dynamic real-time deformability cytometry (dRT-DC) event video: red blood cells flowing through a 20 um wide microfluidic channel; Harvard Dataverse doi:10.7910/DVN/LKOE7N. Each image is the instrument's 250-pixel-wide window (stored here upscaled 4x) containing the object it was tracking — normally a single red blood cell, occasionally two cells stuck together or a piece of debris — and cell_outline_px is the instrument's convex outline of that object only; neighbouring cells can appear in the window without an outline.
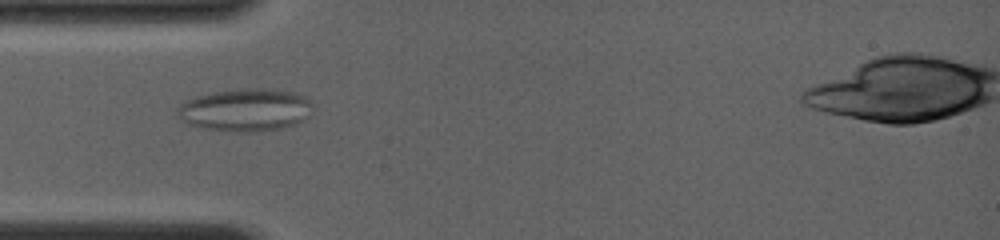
{"species": "common noctule bat (a hibernating species)", "species_latin": "Nyctalus noctula", "temperature_condition": "room temperature", "stored_images_in_passage": 20, "camera_frame_rate_fps": 4000, "um_per_image_px": 0.085, "animal": {"sex": "female", "body_mass_g": 19.0, "forearm_length_mm": 56.7}, "frame": {"image": 1, "passage_image": 2, "time_ms": 1.0, "image_size_px": [1000, 240], "cell_outline_px": [[312, 104], [308, 116], [304, 120], [296, 124], [276, 128], [248, 132], [240, 132], [204, 128], [192, 124], [184, 120], [180, 116], [176, 108], [184, 100], [196, 96], [216, 92], [244, 88], [268, 88], [296, 92], [304, 96]], "centroid_in_image_um": [20.88, 9.32], "position_along_channel_um": 64.1, "area_um2": 33.23}}
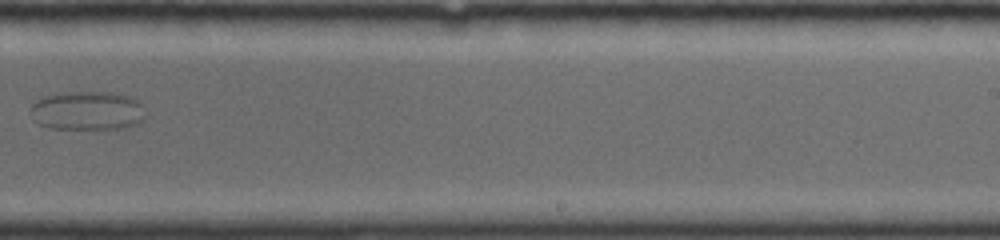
{"frame": {"image": 2, "passage_image": 9, "time_ms": 6.75, "image_size_px": [1000, 240], "cell_outline_px": [[148, 116], [140, 124], [124, 128], [48, 128], [36, 124], [32, 120], [28, 112], [28, 108], [36, 100], [48, 96], [64, 92], [108, 92], [128, 96], [136, 100], [140, 104]], "centroid_in_image_um": [7.4, 9.42], "position_along_channel_um": 281.6, "area_um2": 26.41}}
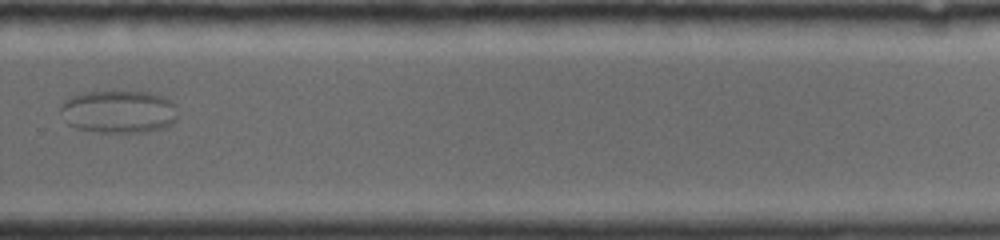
{"frame": {"image": 3, "passage_image": 11, "time_ms": 7.75, "image_size_px": [1000, 240], "cell_outline_px": [[180, 112], [176, 120], [172, 124], [164, 128], [144, 132], [104, 132], [76, 128], [68, 124], [60, 108], [60, 104], [64, 100], [72, 96], [84, 92], [112, 88], [152, 92], [172, 100]], "centroid_in_image_um": [10.14, 9.43], "position_along_channel_um": 319.7, "area_um2": 30.4}}